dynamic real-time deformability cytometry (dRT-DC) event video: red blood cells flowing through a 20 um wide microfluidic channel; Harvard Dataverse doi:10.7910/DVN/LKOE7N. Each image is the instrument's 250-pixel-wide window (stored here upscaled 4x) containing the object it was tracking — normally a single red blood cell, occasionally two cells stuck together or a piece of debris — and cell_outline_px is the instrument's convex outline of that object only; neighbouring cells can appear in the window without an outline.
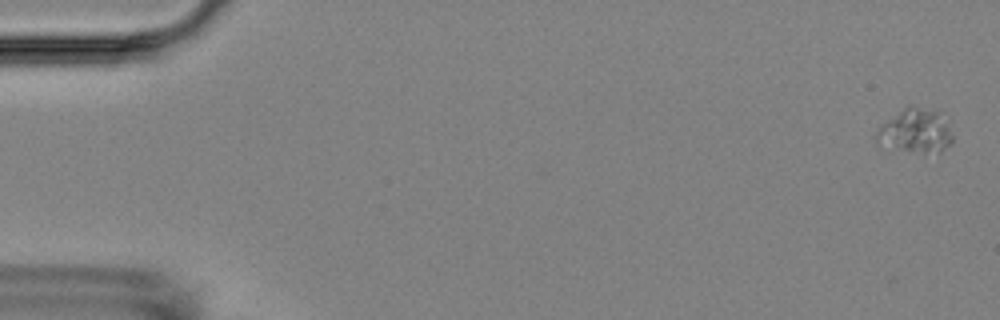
{"species": "Egyptian fruit bat (a non-hibernating species)", "species_latin": "Rousettus aegyptiacus", "temperature_condition": "room temperature", "stored_images_in_passage": 3, "camera_frame_rate_fps": 3000, "um_per_image_px": 0.085, "animal": {"sex": "female"}, "frame": {"image": 1, "passage_image": 1, "time_ms": 0.0, "image_size_px": [1000, 320], "cell_outline_px": [[952, 140], [944, 148], [924, 152], [876, 140], [872, 136], [880, 124], [904, 108], [916, 108], [936, 112], [952, 136]], "centroid_in_image_um": [77.74, 11.09], "position_along_channel_um": 7.3, "area_um2": 17.4}}